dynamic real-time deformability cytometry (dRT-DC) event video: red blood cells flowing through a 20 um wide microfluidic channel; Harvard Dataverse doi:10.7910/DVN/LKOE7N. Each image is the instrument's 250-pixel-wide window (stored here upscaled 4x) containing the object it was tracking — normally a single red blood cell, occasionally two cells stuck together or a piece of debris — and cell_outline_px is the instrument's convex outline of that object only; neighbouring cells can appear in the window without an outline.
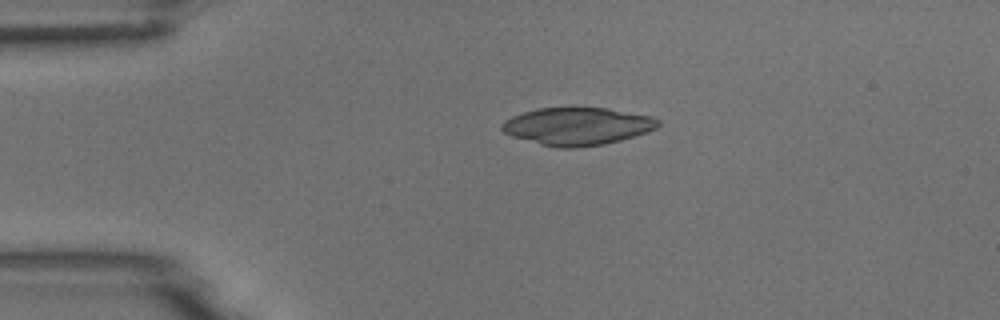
{"species": "common noctule bat (a hibernating species)", "species_latin": "Nyctalus noctula", "temperature_condition": "room temperature", "stored_images_in_passage": 2, "camera_frame_rate_fps": 3000, "um_per_image_px": 0.085, "animal": {"sex": "male", "body_mass_g": 18.8}, "frame": {"image": 1, "passage_image": 1, "time_ms": 0.0, "image_size_px": [1000, 320], "cell_outline_px": [[660, 124], [656, 128], [620, 140], [604, 144], [576, 148], [556, 148], [540, 144], [512, 136], [504, 132], [500, 128], [500, 124], [504, 120], [512, 116], [536, 108], [608, 108], [652, 116], [660, 120]], "centroid_in_image_um": [49.04, 10.73], "position_along_channel_um": 36.0, "area_um2": 34.16}}